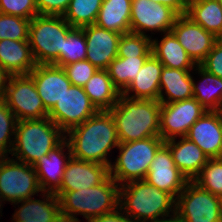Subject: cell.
I'll return each instance as SVG.
<instances>
[{
  "label": "cell",
  "instance_id": "6da1fadb",
  "mask_svg": "<svg viewBox=\"0 0 222 222\" xmlns=\"http://www.w3.org/2000/svg\"><path fill=\"white\" fill-rule=\"evenodd\" d=\"M66 134L73 158L108 167L112 164L107 155L120 142L114 119L108 110H99Z\"/></svg>",
  "mask_w": 222,
  "mask_h": 222
},
{
  "label": "cell",
  "instance_id": "7a4b0ae2",
  "mask_svg": "<svg viewBox=\"0 0 222 222\" xmlns=\"http://www.w3.org/2000/svg\"><path fill=\"white\" fill-rule=\"evenodd\" d=\"M161 103L152 99H132L119 95L108 110L115 122L120 143L160 137Z\"/></svg>",
  "mask_w": 222,
  "mask_h": 222
},
{
  "label": "cell",
  "instance_id": "3957f363",
  "mask_svg": "<svg viewBox=\"0 0 222 222\" xmlns=\"http://www.w3.org/2000/svg\"><path fill=\"white\" fill-rule=\"evenodd\" d=\"M119 208L135 222H157L176 215V199L145 179L136 180L120 186Z\"/></svg>",
  "mask_w": 222,
  "mask_h": 222
},
{
  "label": "cell",
  "instance_id": "277c9868",
  "mask_svg": "<svg viewBox=\"0 0 222 222\" xmlns=\"http://www.w3.org/2000/svg\"><path fill=\"white\" fill-rule=\"evenodd\" d=\"M119 189L120 185L109 175L99 185L64 192L58 198L63 222H80L76 215H83L88 221L113 212L119 207Z\"/></svg>",
  "mask_w": 222,
  "mask_h": 222
},
{
  "label": "cell",
  "instance_id": "5b68a950",
  "mask_svg": "<svg viewBox=\"0 0 222 222\" xmlns=\"http://www.w3.org/2000/svg\"><path fill=\"white\" fill-rule=\"evenodd\" d=\"M65 133L48 117L19 120L11 155L18 161L34 166L43 156L58 146Z\"/></svg>",
  "mask_w": 222,
  "mask_h": 222
},
{
  "label": "cell",
  "instance_id": "8992f818",
  "mask_svg": "<svg viewBox=\"0 0 222 222\" xmlns=\"http://www.w3.org/2000/svg\"><path fill=\"white\" fill-rule=\"evenodd\" d=\"M73 27L63 16L37 15L29 25V43L37 64L61 61L64 40Z\"/></svg>",
  "mask_w": 222,
  "mask_h": 222
},
{
  "label": "cell",
  "instance_id": "52a82bcc",
  "mask_svg": "<svg viewBox=\"0 0 222 222\" xmlns=\"http://www.w3.org/2000/svg\"><path fill=\"white\" fill-rule=\"evenodd\" d=\"M164 143L160 137L120 143L117 147L119 156L110 164L109 175L120 186L131 181L144 180L156 152Z\"/></svg>",
  "mask_w": 222,
  "mask_h": 222
},
{
  "label": "cell",
  "instance_id": "ba28073f",
  "mask_svg": "<svg viewBox=\"0 0 222 222\" xmlns=\"http://www.w3.org/2000/svg\"><path fill=\"white\" fill-rule=\"evenodd\" d=\"M182 222H222V198L188 181L176 198V215Z\"/></svg>",
  "mask_w": 222,
  "mask_h": 222
},
{
  "label": "cell",
  "instance_id": "9c48e42d",
  "mask_svg": "<svg viewBox=\"0 0 222 222\" xmlns=\"http://www.w3.org/2000/svg\"><path fill=\"white\" fill-rule=\"evenodd\" d=\"M42 192L34 166L8 156L0 157V196L15 203Z\"/></svg>",
  "mask_w": 222,
  "mask_h": 222
},
{
  "label": "cell",
  "instance_id": "30bf717a",
  "mask_svg": "<svg viewBox=\"0 0 222 222\" xmlns=\"http://www.w3.org/2000/svg\"><path fill=\"white\" fill-rule=\"evenodd\" d=\"M2 99L18 121L48 117V111L29 74L8 76Z\"/></svg>",
  "mask_w": 222,
  "mask_h": 222
},
{
  "label": "cell",
  "instance_id": "8fae6325",
  "mask_svg": "<svg viewBox=\"0 0 222 222\" xmlns=\"http://www.w3.org/2000/svg\"><path fill=\"white\" fill-rule=\"evenodd\" d=\"M98 111L84 88L72 85L48 112V118L66 134Z\"/></svg>",
  "mask_w": 222,
  "mask_h": 222
},
{
  "label": "cell",
  "instance_id": "7c38bea8",
  "mask_svg": "<svg viewBox=\"0 0 222 222\" xmlns=\"http://www.w3.org/2000/svg\"><path fill=\"white\" fill-rule=\"evenodd\" d=\"M207 110L195 99L161 103L160 138L164 141L185 137L190 127Z\"/></svg>",
  "mask_w": 222,
  "mask_h": 222
},
{
  "label": "cell",
  "instance_id": "4fadbf2b",
  "mask_svg": "<svg viewBox=\"0 0 222 222\" xmlns=\"http://www.w3.org/2000/svg\"><path fill=\"white\" fill-rule=\"evenodd\" d=\"M179 15L171 8L152 0H132L130 32L146 35V31L171 32Z\"/></svg>",
  "mask_w": 222,
  "mask_h": 222
},
{
  "label": "cell",
  "instance_id": "5bb4252c",
  "mask_svg": "<svg viewBox=\"0 0 222 222\" xmlns=\"http://www.w3.org/2000/svg\"><path fill=\"white\" fill-rule=\"evenodd\" d=\"M145 180L159 190L171 194L175 199L188 182L175 166L172 153L165 143L156 152Z\"/></svg>",
  "mask_w": 222,
  "mask_h": 222
},
{
  "label": "cell",
  "instance_id": "9a60e30c",
  "mask_svg": "<svg viewBox=\"0 0 222 222\" xmlns=\"http://www.w3.org/2000/svg\"><path fill=\"white\" fill-rule=\"evenodd\" d=\"M171 32L196 65L205 60L218 39L186 15L177 17Z\"/></svg>",
  "mask_w": 222,
  "mask_h": 222
},
{
  "label": "cell",
  "instance_id": "2e32d148",
  "mask_svg": "<svg viewBox=\"0 0 222 222\" xmlns=\"http://www.w3.org/2000/svg\"><path fill=\"white\" fill-rule=\"evenodd\" d=\"M81 29L87 43L86 60L97 69L106 70L117 57L118 43L122 34L101 28L96 24L84 26Z\"/></svg>",
  "mask_w": 222,
  "mask_h": 222
},
{
  "label": "cell",
  "instance_id": "e0dca14e",
  "mask_svg": "<svg viewBox=\"0 0 222 222\" xmlns=\"http://www.w3.org/2000/svg\"><path fill=\"white\" fill-rule=\"evenodd\" d=\"M39 97L49 112L72 84L64 69L54 64H37L29 73Z\"/></svg>",
  "mask_w": 222,
  "mask_h": 222
},
{
  "label": "cell",
  "instance_id": "ac0fdd59",
  "mask_svg": "<svg viewBox=\"0 0 222 222\" xmlns=\"http://www.w3.org/2000/svg\"><path fill=\"white\" fill-rule=\"evenodd\" d=\"M109 176V167L95 162L70 158L60 188L54 193L58 198L71 192L101 184Z\"/></svg>",
  "mask_w": 222,
  "mask_h": 222
},
{
  "label": "cell",
  "instance_id": "d6986e66",
  "mask_svg": "<svg viewBox=\"0 0 222 222\" xmlns=\"http://www.w3.org/2000/svg\"><path fill=\"white\" fill-rule=\"evenodd\" d=\"M209 158L222 157V111H206L185 136Z\"/></svg>",
  "mask_w": 222,
  "mask_h": 222
},
{
  "label": "cell",
  "instance_id": "ffe728a7",
  "mask_svg": "<svg viewBox=\"0 0 222 222\" xmlns=\"http://www.w3.org/2000/svg\"><path fill=\"white\" fill-rule=\"evenodd\" d=\"M68 149V156L63 152ZM72 157L66 138L34 165L42 192L55 193L61 186L65 168Z\"/></svg>",
  "mask_w": 222,
  "mask_h": 222
},
{
  "label": "cell",
  "instance_id": "44dd1931",
  "mask_svg": "<svg viewBox=\"0 0 222 222\" xmlns=\"http://www.w3.org/2000/svg\"><path fill=\"white\" fill-rule=\"evenodd\" d=\"M42 193L43 200L32 197L13 203L21 206L15 210L12 222H63L58 197L54 193Z\"/></svg>",
  "mask_w": 222,
  "mask_h": 222
},
{
  "label": "cell",
  "instance_id": "7402d4cb",
  "mask_svg": "<svg viewBox=\"0 0 222 222\" xmlns=\"http://www.w3.org/2000/svg\"><path fill=\"white\" fill-rule=\"evenodd\" d=\"M165 144L172 153L175 166L188 181H193L209 160L200 147L186 137H181L178 142L176 138L170 139Z\"/></svg>",
  "mask_w": 222,
  "mask_h": 222
},
{
  "label": "cell",
  "instance_id": "603a6c76",
  "mask_svg": "<svg viewBox=\"0 0 222 222\" xmlns=\"http://www.w3.org/2000/svg\"><path fill=\"white\" fill-rule=\"evenodd\" d=\"M37 65L29 41L0 40V67L10 75H28Z\"/></svg>",
  "mask_w": 222,
  "mask_h": 222
},
{
  "label": "cell",
  "instance_id": "cb8c5ba5",
  "mask_svg": "<svg viewBox=\"0 0 222 222\" xmlns=\"http://www.w3.org/2000/svg\"><path fill=\"white\" fill-rule=\"evenodd\" d=\"M162 68V63L152 54L121 94L132 99L158 100ZM131 92L134 94L130 96Z\"/></svg>",
  "mask_w": 222,
  "mask_h": 222
},
{
  "label": "cell",
  "instance_id": "d4e9b609",
  "mask_svg": "<svg viewBox=\"0 0 222 222\" xmlns=\"http://www.w3.org/2000/svg\"><path fill=\"white\" fill-rule=\"evenodd\" d=\"M190 71L163 66L158 101L160 103H172L193 98L194 79ZM163 89L167 97H165Z\"/></svg>",
  "mask_w": 222,
  "mask_h": 222
},
{
  "label": "cell",
  "instance_id": "484cf974",
  "mask_svg": "<svg viewBox=\"0 0 222 222\" xmlns=\"http://www.w3.org/2000/svg\"><path fill=\"white\" fill-rule=\"evenodd\" d=\"M152 54L167 68L193 70L197 66L172 32L164 33L160 41L152 39Z\"/></svg>",
  "mask_w": 222,
  "mask_h": 222
},
{
  "label": "cell",
  "instance_id": "4316f807",
  "mask_svg": "<svg viewBox=\"0 0 222 222\" xmlns=\"http://www.w3.org/2000/svg\"><path fill=\"white\" fill-rule=\"evenodd\" d=\"M132 0H103L95 24L125 34L130 32Z\"/></svg>",
  "mask_w": 222,
  "mask_h": 222
},
{
  "label": "cell",
  "instance_id": "83f0119b",
  "mask_svg": "<svg viewBox=\"0 0 222 222\" xmlns=\"http://www.w3.org/2000/svg\"><path fill=\"white\" fill-rule=\"evenodd\" d=\"M185 15L218 39L222 38V7L218 0H189Z\"/></svg>",
  "mask_w": 222,
  "mask_h": 222
},
{
  "label": "cell",
  "instance_id": "f1b7e54d",
  "mask_svg": "<svg viewBox=\"0 0 222 222\" xmlns=\"http://www.w3.org/2000/svg\"><path fill=\"white\" fill-rule=\"evenodd\" d=\"M83 88L98 110H110L121 94L113 85L107 70L98 69Z\"/></svg>",
  "mask_w": 222,
  "mask_h": 222
},
{
  "label": "cell",
  "instance_id": "f546056e",
  "mask_svg": "<svg viewBox=\"0 0 222 222\" xmlns=\"http://www.w3.org/2000/svg\"><path fill=\"white\" fill-rule=\"evenodd\" d=\"M195 70L202 80L198 85L193 82V98L207 111H222V78L207 72L200 65Z\"/></svg>",
  "mask_w": 222,
  "mask_h": 222
},
{
  "label": "cell",
  "instance_id": "4dcf8cb0",
  "mask_svg": "<svg viewBox=\"0 0 222 222\" xmlns=\"http://www.w3.org/2000/svg\"><path fill=\"white\" fill-rule=\"evenodd\" d=\"M149 57H116L107 67L113 85L122 93L135 79Z\"/></svg>",
  "mask_w": 222,
  "mask_h": 222
},
{
  "label": "cell",
  "instance_id": "1f68e13d",
  "mask_svg": "<svg viewBox=\"0 0 222 222\" xmlns=\"http://www.w3.org/2000/svg\"><path fill=\"white\" fill-rule=\"evenodd\" d=\"M103 0H71L64 19L73 28L95 24Z\"/></svg>",
  "mask_w": 222,
  "mask_h": 222
},
{
  "label": "cell",
  "instance_id": "d6a6232c",
  "mask_svg": "<svg viewBox=\"0 0 222 222\" xmlns=\"http://www.w3.org/2000/svg\"><path fill=\"white\" fill-rule=\"evenodd\" d=\"M152 55V39L148 35L136 33L122 34L118 43V57H150Z\"/></svg>",
  "mask_w": 222,
  "mask_h": 222
},
{
  "label": "cell",
  "instance_id": "836d02e7",
  "mask_svg": "<svg viewBox=\"0 0 222 222\" xmlns=\"http://www.w3.org/2000/svg\"><path fill=\"white\" fill-rule=\"evenodd\" d=\"M193 182L202 189L222 198V157L209 158Z\"/></svg>",
  "mask_w": 222,
  "mask_h": 222
},
{
  "label": "cell",
  "instance_id": "e575fe53",
  "mask_svg": "<svg viewBox=\"0 0 222 222\" xmlns=\"http://www.w3.org/2000/svg\"><path fill=\"white\" fill-rule=\"evenodd\" d=\"M87 43L81 28H73L64 40L61 61L57 66H64L76 61L86 60Z\"/></svg>",
  "mask_w": 222,
  "mask_h": 222
},
{
  "label": "cell",
  "instance_id": "d590c367",
  "mask_svg": "<svg viewBox=\"0 0 222 222\" xmlns=\"http://www.w3.org/2000/svg\"><path fill=\"white\" fill-rule=\"evenodd\" d=\"M29 19L0 13V40L29 41Z\"/></svg>",
  "mask_w": 222,
  "mask_h": 222
},
{
  "label": "cell",
  "instance_id": "8d00e7d4",
  "mask_svg": "<svg viewBox=\"0 0 222 222\" xmlns=\"http://www.w3.org/2000/svg\"><path fill=\"white\" fill-rule=\"evenodd\" d=\"M17 118L8 108L3 99H0V157L8 156L14 145L11 136L15 135Z\"/></svg>",
  "mask_w": 222,
  "mask_h": 222
},
{
  "label": "cell",
  "instance_id": "74e56055",
  "mask_svg": "<svg viewBox=\"0 0 222 222\" xmlns=\"http://www.w3.org/2000/svg\"><path fill=\"white\" fill-rule=\"evenodd\" d=\"M66 76L73 86L83 87L92 75L98 70L88 60L76 61L62 66Z\"/></svg>",
  "mask_w": 222,
  "mask_h": 222
},
{
  "label": "cell",
  "instance_id": "f35d334b",
  "mask_svg": "<svg viewBox=\"0 0 222 222\" xmlns=\"http://www.w3.org/2000/svg\"><path fill=\"white\" fill-rule=\"evenodd\" d=\"M0 13L31 20L38 15L36 0H0Z\"/></svg>",
  "mask_w": 222,
  "mask_h": 222
},
{
  "label": "cell",
  "instance_id": "ab89813d",
  "mask_svg": "<svg viewBox=\"0 0 222 222\" xmlns=\"http://www.w3.org/2000/svg\"><path fill=\"white\" fill-rule=\"evenodd\" d=\"M200 66L207 72L222 78V38L216 40Z\"/></svg>",
  "mask_w": 222,
  "mask_h": 222
},
{
  "label": "cell",
  "instance_id": "60d3db41",
  "mask_svg": "<svg viewBox=\"0 0 222 222\" xmlns=\"http://www.w3.org/2000/svg\"><path fill=\"white\" fill-rule=\"evenodd\" d=\"M71 0H36L38 15L63 16Z\"/></svg>",
  "mask_w": 222,
  "mask_h": 222
},
{
  "label": "cell",
  "instance_id": "b9f144b4",
  "mask_svg": "<svg viewBox=\"0 0 222 222\" xmlns=\"http://www.w3.org/2000/svg\"><path fill=\"white\" fill-rule=\"evenodd\" d=\"M87 222H135L126 215L119 207L113 212L91 218Z\"/></svg>",
  "mask_w": 222,
  "mask_h": 222
},
{
  "label": "cell",
  "instance_id": "7bdbcfd3",
  "mask_svg": "<svg viewBox=\"0 0 222 222\" xmlns=\"http://www.w3.org/2000/svg\"><path fill=\"white\" fill-rule=\"evenodd\" d=\"M153 2L161 3L172 10L178 15H185L187 11L188 0H152Z\"/></svg>",
  "mask_w": 222,
  "mask_h": 222
},
{
  "label": "cell",
  "instance_id": "ee69618b",
  "mask_svg": "<svg viewBox=\"0 0 222 222\" xmlns=\"http://www.w3.org/2000/svg\"><path fill=\"white\" fill-rule=\"evenodd\" d=\"M8 74L0 67V99L3 98Z\"/></svg>",
  "mask_w": 222,
  "mask_h": 222
},
{
  "label": "cell",
  "instance_id": "f6af8a7d",
  "mask_svg": "<svg viewBox=\"0 0 222 222\" xmlns=\"http://www.w3.org/2000/svg\"><path fill=\"white\" fill-rule=\"evenodd\" d=\"M157 222H182V221H180L176 216H173L169 219H164V220L157 221Z\"/></svg>",
  "mask_w": 222,
  "mask_h": 222
},
{
  "label": "cell",
  "instance_id": "bcb514c9",
  "mask_svg": "<svg viewBox=\"0 0 222 222\" xmlns=\"http://www.w3.org/2000/svg\"><path fill=\"white\" fill-rule=\"evenodd\" d=\"M2 201H4L3 199H2V197L0 196V207H1V205H2ZM2 211H1V208H0V213H1Z\"/></svg>",
  "mask_w": 222,
  "mask_h": 222
},
{
  "label": "cell",
  "instance_id": "7dc6e473",
  "mask_svg": "<svg viewBox=\"0 0 222 222\" xmlns=\"http://www.w3.org/2000/svg\"><path fill=\"white\" fill-rule=\"evenodd\" d=\"M218 2L220 3L221 7H222V0H218Z\"/></svg>",
  "mask_w": 222,
  "mask_h": 222
}]
</instances>
